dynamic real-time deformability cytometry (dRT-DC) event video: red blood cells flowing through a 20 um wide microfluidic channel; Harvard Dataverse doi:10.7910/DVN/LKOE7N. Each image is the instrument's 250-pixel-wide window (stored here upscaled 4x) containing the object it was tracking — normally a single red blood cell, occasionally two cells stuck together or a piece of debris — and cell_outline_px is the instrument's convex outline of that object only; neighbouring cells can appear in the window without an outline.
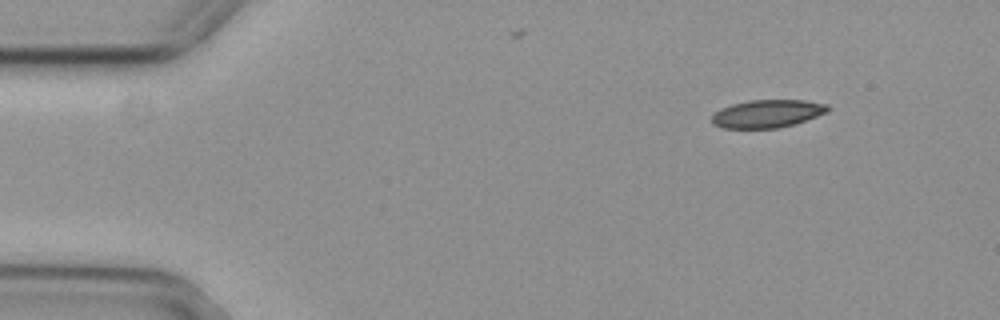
{"species": "common noctule bat (a hibernating species)", "species_latin": "Nyctalus noctula", "temperature_condition": "cold", "stored_images_in_passage": 4, "segment_of_instrument_passage": [2, 2], "camera_frame_rate_fps": 3000, "um_per_image_px": 0.085, "animal": {"sex": "female", "body_mass_g": 29.2, "forearm_length_mm": 56.3}, "frame": {"image": 1, "passage_image": 4, "time_ms": 1.0, "image_size_px": [1000, 320], "cell_outline_px": [[832, 108], [828, 112], [792, 124], [776, 128], [724, 128], [712, 124], [712, 116], [720, 108], [732, 104], [748, 100], [804, 100], [828, 104]], "centroid_in_image_um": [65.22, 9.65], "position_along_channel_um": 19.8, "area_um2": 18.79}}